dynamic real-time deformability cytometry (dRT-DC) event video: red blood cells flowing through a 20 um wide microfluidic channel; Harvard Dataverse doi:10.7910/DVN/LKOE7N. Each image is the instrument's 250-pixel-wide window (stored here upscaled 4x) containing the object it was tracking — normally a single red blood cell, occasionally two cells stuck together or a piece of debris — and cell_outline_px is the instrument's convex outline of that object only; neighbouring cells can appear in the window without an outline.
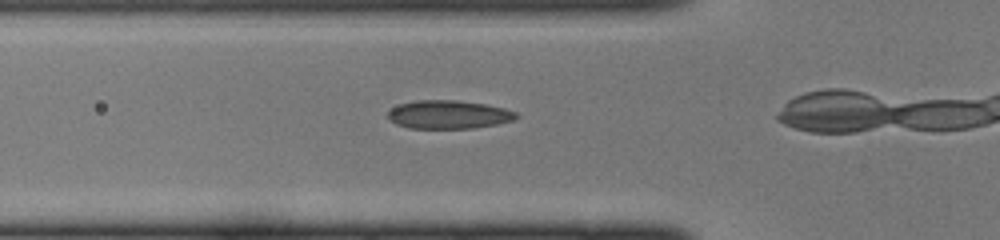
{"species": "common noctule bat (a hibernating species)", "species_latin": "Nyctalus noctula", "temperature_condition": "cold", "stored_images_in_passage": 11, "camera_frame_rate_fps": 3000, "um_per_image_px": 0.085, "animal": {"sex": "female", "body_mass_g": 22.0, "forearm_length_mm": 56.7}, "frame": {"image": 1, "passage_image": 7, "time_ms": 2.0, "image_size_px": [1000, 240], "cell_outline_px": [[520, 116], [512, 120], [496, 124], [472, 128], [408, 128], [396, 124], [388, 116], [388, 112], [392, 108], [400, 104], [416, 100], [456, 100], [488, 104], [504, 108], [516, 112]], "centroid_in_image_um": [38.15, 9.73], "position_along_channel_um": 87.7, "area_um2": 21.15}}